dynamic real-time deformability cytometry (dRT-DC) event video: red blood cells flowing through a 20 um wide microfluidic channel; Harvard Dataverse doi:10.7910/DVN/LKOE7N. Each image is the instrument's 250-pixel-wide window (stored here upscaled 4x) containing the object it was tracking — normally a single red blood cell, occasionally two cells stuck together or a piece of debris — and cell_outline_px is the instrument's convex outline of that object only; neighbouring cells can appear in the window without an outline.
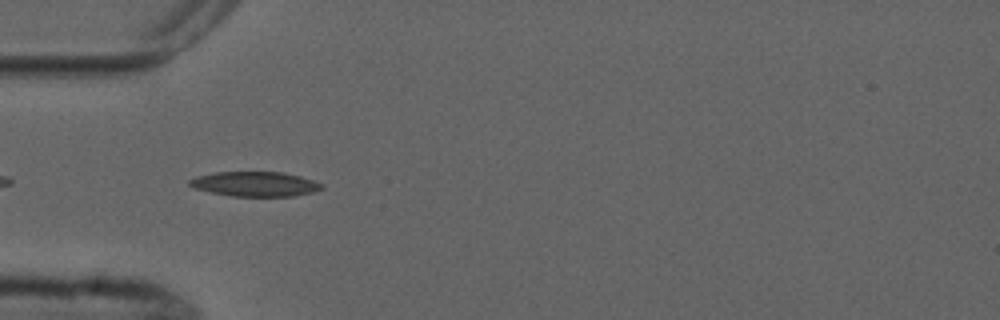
{"species": "common noctule bat (a hibernating species)", "species_latin": "Nyctalus noctula", "temperature_condition": "cold", "stored_images_in_passage": 9, "camera_frame_rate_fps": 3000, "um_per_image_px": 0.085, "animal": {"sex": "male", "forearm_length_mm": 52.5}, "frame": {"image": 1, "passage_image": 3, "time_ms": 2.333, "image_size_px": [1000, 320], "cell_outline_px": [[324, 188], [312, 192], [292, 196], [232, 196], [212, 192], [196, 188], [188, 184], [188, 180], [196, 176], [216, 172], [284, 172], [300, 176], [324, 184]], "centroid_in_image_um": [21.7, 15.63], "position_along_channel_um": 63.3, "area_um2": 18.96}}
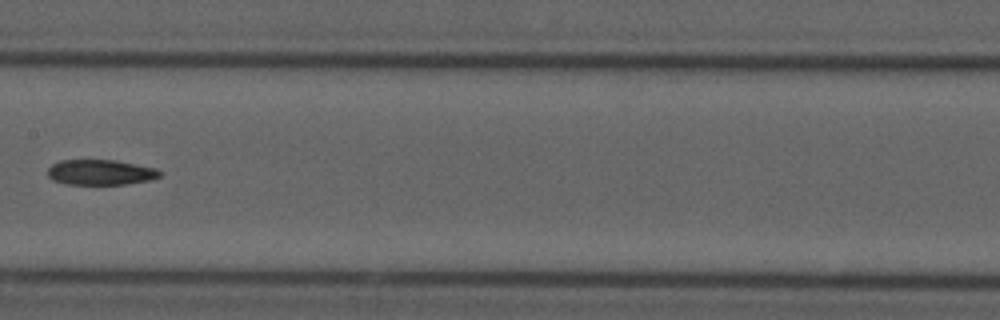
{"frame": {"image": 2, "passage_image": 6, "time_ms": 6.0, "image_size_px": [1000, 320], "cell_outline_px": [[164, 172], [160, 176], [148, 180], [124, 184], [64, 184], [52, 180], [48, 176], [48, 168], [52, 164], [60, 160], [116, 160], [156, 168]], "centroid_in_image_um": [8.53, 14.64], "position_along_channel_um": 198.9, "area_um2": 16.59}}
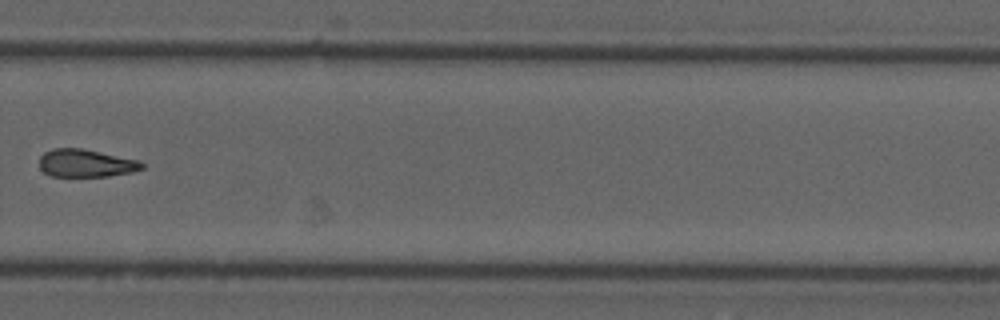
{"frame": {"image": 3, "passage_image": 9, "time_ms": 9.333, "image_size_px": [1000, 320], "cell_outline_px": [[144, 168], [132, 172], [108, 176], [52, 176], [44, 172], [40, 168], [40, 156], [44, 152], [52, 148], [84, 148], [140, 160], [144, 164]], "centroid_in_image_um": [7.32, 13.86], "position_along_channel_um": 322.5, "area_um2": 16.76}}